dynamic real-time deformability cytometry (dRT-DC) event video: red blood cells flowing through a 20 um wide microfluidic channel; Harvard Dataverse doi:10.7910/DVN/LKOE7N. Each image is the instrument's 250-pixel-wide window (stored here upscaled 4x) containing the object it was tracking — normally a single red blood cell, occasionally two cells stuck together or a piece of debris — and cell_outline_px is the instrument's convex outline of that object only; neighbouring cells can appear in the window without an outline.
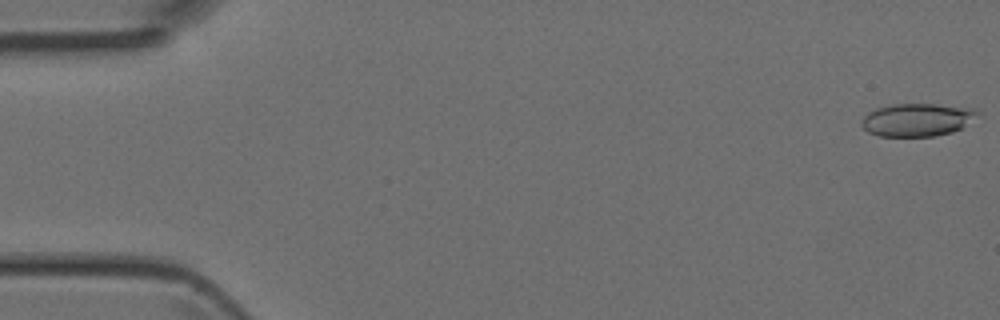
{"species": "Egyptian fruit bat (a non-hibernating species)", "species_latin": "Rousettus aegyptiacus", "temperature_condition": "room temperature", "stored_images_in_passage": 5, "camera_frame_rate_fps": 3000, "um_per_image_px": 0.085, "animal": {"sex": "female"}, "frame": {"image": 1, "passage_image": 1, "time_ms": 0.0, "image_size_px": [1000, 320], "cell_outline_px": [[984, 116], [952, 132], [932, 136], [880, 136], [868, 132], [860, 124], [860, 120], [868, 112], [876, 108], [892, 104], [936, 104], [976, 108]], "centroid_in_image_um": [78.03, 10.17], "position_along_channel_um": 7.0, "area_um2": 22.66}}
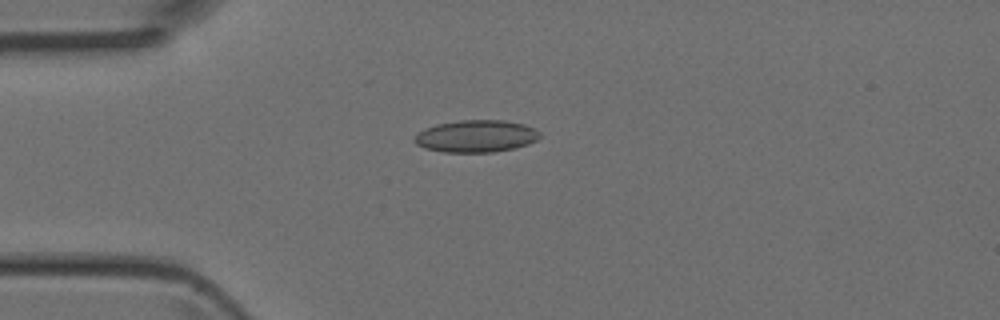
{"frame": {"image": 2, "passage_image": 4, "time_ms": 1.0, "image_size_px": [1000, 320], "cell_outline_px": [[540, 136], [536, 140], [528, 144], [512, 148], [492, 152], [444, 152], [424, 148], [416, 144], [412, 140], [416, 132], [424, 128], [436, 124], [460, 120], [504, 120], [524, 124], [540, 132]], "centroid_in_image_um": [40.41, 11.57], "position_along_channel_um": 44.6, "area_um2": 23.58}}